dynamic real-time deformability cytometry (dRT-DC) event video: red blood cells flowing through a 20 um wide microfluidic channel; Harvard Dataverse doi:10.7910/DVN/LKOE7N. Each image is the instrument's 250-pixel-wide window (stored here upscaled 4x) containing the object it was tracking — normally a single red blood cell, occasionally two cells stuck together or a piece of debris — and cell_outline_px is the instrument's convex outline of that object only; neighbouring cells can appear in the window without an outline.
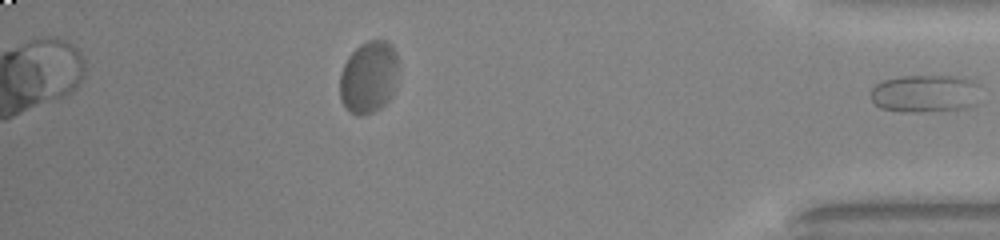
{"species": "common noctule bat (a hibernating species)", "species_latin": "Nyctalus noctula", "temperature_condition": "warm", "stored_images_in_passage": 32, "segment_of_instrument_passage": [2, 2], "camera_frame_rate_fps": 3000, "um_per_image_px": 0.085, "animal": {"sex": "male", "body_mass_g": 20.0, "forearm_length_mm": 53.3}, "frame": {"image": 1, "passage_image": 32, "time_ms": 10.333, "image_size_px": [1000, 240], "cell_outline_px": [[980, 84], [976, 104], [968, 108], [920, 112], [904, 112], [880, 108], [872, 100], [872, 88], [876, 84], [884, 80], [900, 76], [956, 76], [972, 80]], "centroid_in_image_um": [78.67, 7.95], "position_along_channel_um": 356.5, "area_um2": 24.28}}